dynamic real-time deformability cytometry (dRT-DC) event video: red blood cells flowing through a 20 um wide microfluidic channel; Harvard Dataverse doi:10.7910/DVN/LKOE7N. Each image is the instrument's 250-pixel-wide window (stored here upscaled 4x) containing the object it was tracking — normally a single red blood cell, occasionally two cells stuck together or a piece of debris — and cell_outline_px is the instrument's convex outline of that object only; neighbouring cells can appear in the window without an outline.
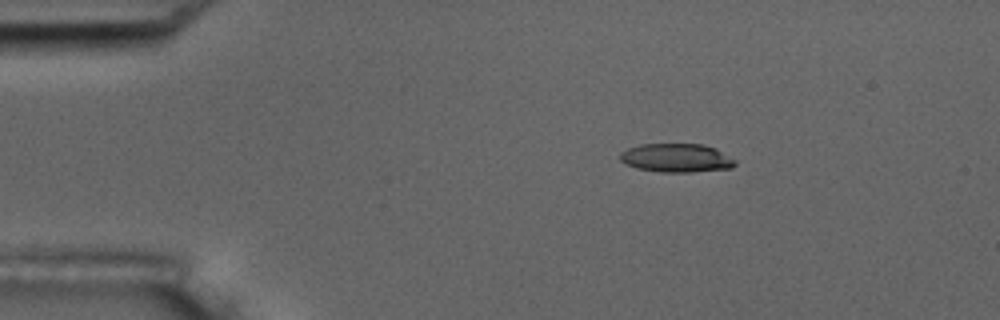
{"species": "common noctule bat (a hibernating species)", "species_latin": "Nyctalus noctula", "temperature_condition": "room temperature", "stored_images_in_passage": 3, "camera_frame_rate_fps": 3000, "um_per_image_px": 0.085, "animal": {"sex": "male", "body_mass_g": 17.5, "forearm_length_mm": 52.3}, "frame": {"image": 1, "passage_image": 1, "time_ms": 0.0, "image_size_px": [1000, 320], "cell_outline_px": [[736, 164], [732, 168], [692, 172], [660, 172], [636, 168], [620, 160], [620, 152], [628, 148], [640, 144], [700, 144], [716, 148], [736, 160]], "centroid_in_image_um": [57.51, 13.42], "position_along_channel_um": 27.5, "area_um2": 19.25}}